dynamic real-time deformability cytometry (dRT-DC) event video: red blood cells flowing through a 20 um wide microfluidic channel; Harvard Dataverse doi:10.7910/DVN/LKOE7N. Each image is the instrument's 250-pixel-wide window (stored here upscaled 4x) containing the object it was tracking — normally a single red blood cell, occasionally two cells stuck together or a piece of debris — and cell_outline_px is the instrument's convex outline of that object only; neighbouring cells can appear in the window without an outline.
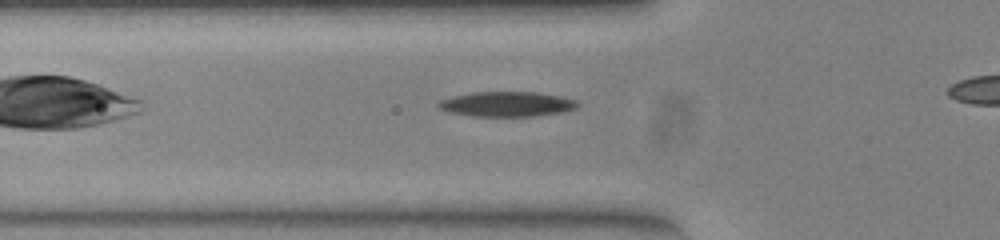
{"species": "common noctule bat (a hibernating species)", "species_latin": "Nyctalus noctula", "temperature_condition": "warm", "stored_images_in_passage": 31, "camera_frame_rate_fps": 3000, "um_per_image_px": 0.085, "animal": {"sex": "female", "body_mass_g": 23.0, "forearm_length_mm": 53.4}, "frame": {"image": 1, "passage_image": 6, "time_ms": 1.667, "image_size_px": [1000, 240], "cell_outline_px": [[580, 104], [576, 108], [560, 112], [532, 116], [472, 116], [452, 112], [440, 108], [436, 104], [440, 100], [452, 96], [472, 92], [536, 92], [560, 96], [576, 100]], "centroid_in_image_um": [43.08, 8.84], "position_along_channel_um": 82.7, "area_um2": 20.06}}
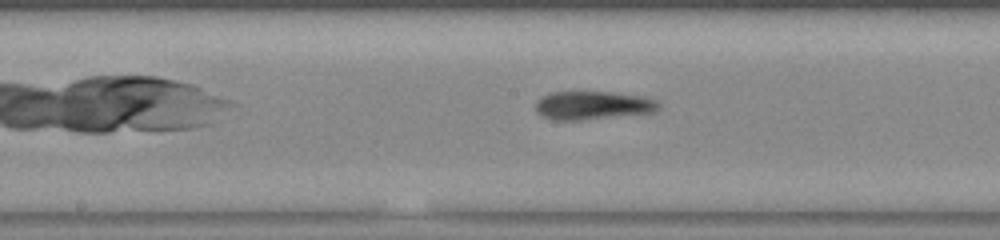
{"frame": {"image": 2, "passage_image": 15, "time_ms": 4.667, "image_size_px": [1000, 240], "cell_outline_px": [[660, 108], [652, 112], [580, 120], [556, 120], [540, 116], [536, 112], [536, 100], [552, 92], [616, 92], [644, 96], [656, 100], [660, 104]], "centroid_in_image_um": [50.38, 8.95], "position_along_channel_um": 197.8, "area_um2": 20.35}}
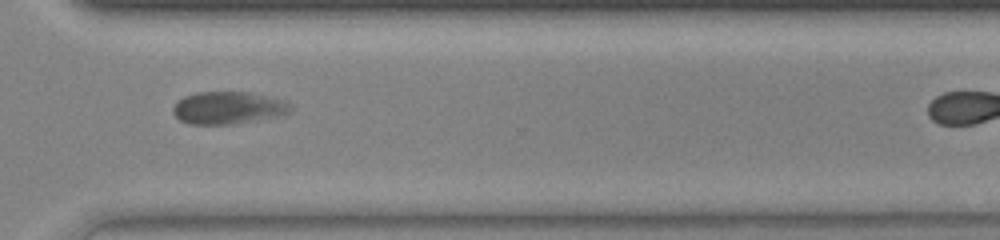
{"frame": {"image": 3, "passage_image": 27, "time_ms": 8.667, "image_size_px": [1000, 240], "cell_outline_px": [[292, 108], [288, 112], [276, 116], [232, 124], [188, 124], [180, 120], [172, 112], [172, 108], [176, 100], [184, 96], [196, 92], [252, 92], [284, 100]], "centroid_in_image_um": [19.32, 9.15], "position_along_channel_um": 351.3, "area_um2": 22.14}}